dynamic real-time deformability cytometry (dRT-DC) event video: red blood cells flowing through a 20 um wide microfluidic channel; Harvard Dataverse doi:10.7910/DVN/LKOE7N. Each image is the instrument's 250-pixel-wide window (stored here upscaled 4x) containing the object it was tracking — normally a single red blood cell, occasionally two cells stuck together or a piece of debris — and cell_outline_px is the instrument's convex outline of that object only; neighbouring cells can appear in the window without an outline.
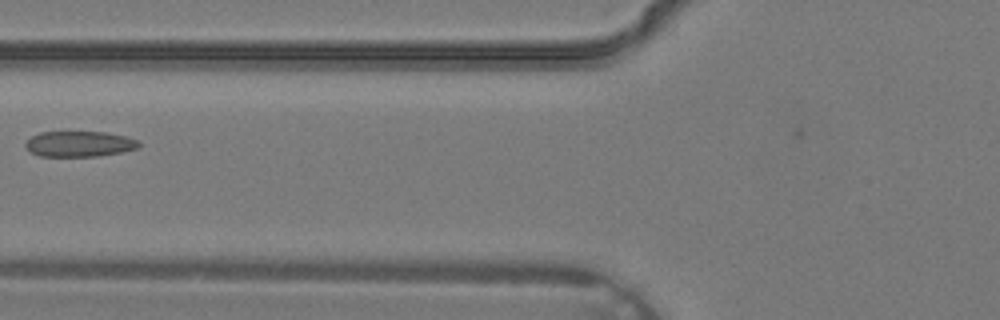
{"species": "common noctule bat (a hibernating species)", "species_latin": "Nyctalus noctula", "temperature_condition": "warm", "stored_images_in_passage": 5, "camera_frame_rate_fps": 3000, "um_per_image_px": 0.085, "animal": {"sex": "male", "body_mass_g": 19.2, "forearm_length_mm": 51.8}, "frame": {"image": 1, "passage_image": 5, "time_ms": 1.333, "image_size_px": [1000, 320], "cell_outline_px": [[140, 144], [136, 148], [120, 152], [96, 156], [40, 156], [32, 152], [24, 144], [32, 136], [40, 132], [104, 132], [128, 136], [136, 140]], "centroid_in_image_um": [6.74, 12.22], "position_along_channel_um": 119.1, "area_um2": 16.65}}